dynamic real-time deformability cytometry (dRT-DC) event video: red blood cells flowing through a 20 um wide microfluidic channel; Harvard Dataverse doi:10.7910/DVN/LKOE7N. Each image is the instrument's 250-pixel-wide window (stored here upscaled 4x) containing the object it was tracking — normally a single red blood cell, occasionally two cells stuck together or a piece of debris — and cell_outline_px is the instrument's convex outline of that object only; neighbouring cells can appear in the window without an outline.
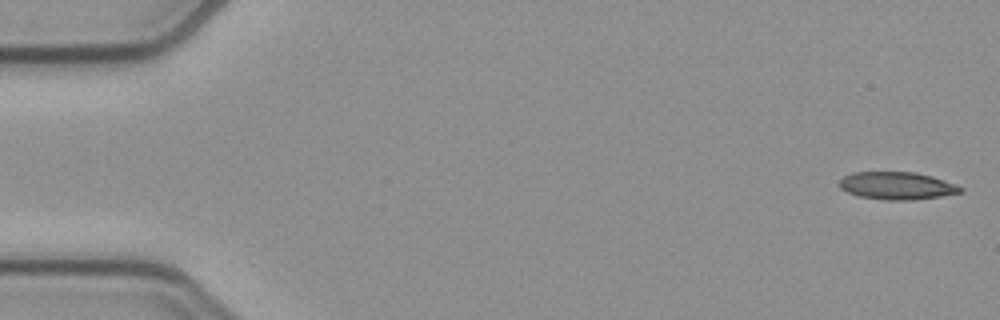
{"species": "common noctule bat (a hibernating species)", "species_latin": "Nyctalus noctula", "temperature_condition": "cold", "stored_images_in_passage": 52, "camera_frame_rate_fps": 3000, "um_per_image_px": 0.085, "animal": {"sex": "female", "body_mass_g": 21.9}, "frame": {"image": 1, "passage_image": 1, "time_ms": 0.0, "image_size_px": [1000, 320], "cell_outline_px": [[964, 188], [960, 192], [940, 196], [912, 200], [884, 200], [860, 196], [848, 192], [840, 188], [840, 180], [844, 176], [852, 172], [916, 172], [932, 176]], "centroid_in_image_um": [76.21, 15.78], "position_along_channel_um": 8.8, "area_um2": 19.25}}
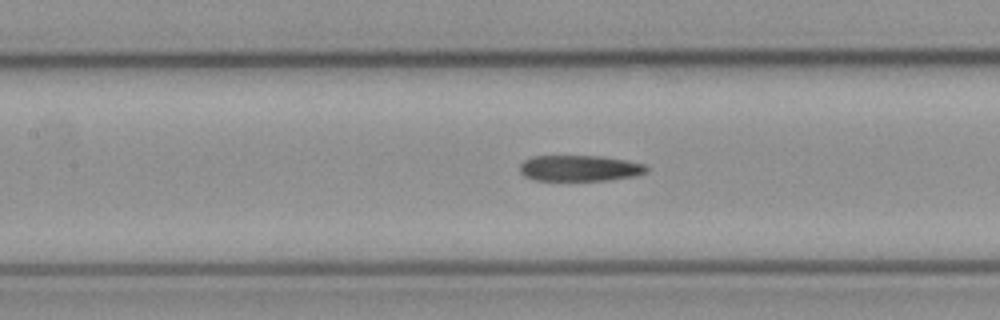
{"frame": {"image": 2, "passage_image": 23, "time_ms": 7.333, "image_size_px": [1000, 320], "cell_outline_px": [[648, 172], [636, 176], [612, 180], [536, 180], [524, 176], [520, 172], [520, 164], [524, 160], [532, 156], [600, 156], [628, 160], [644, 164], [648, 168]], "centroid_in_image_um": [49.3, 14.3], "position_along_channel_um": 158.1, "area_um2": 19.31}}
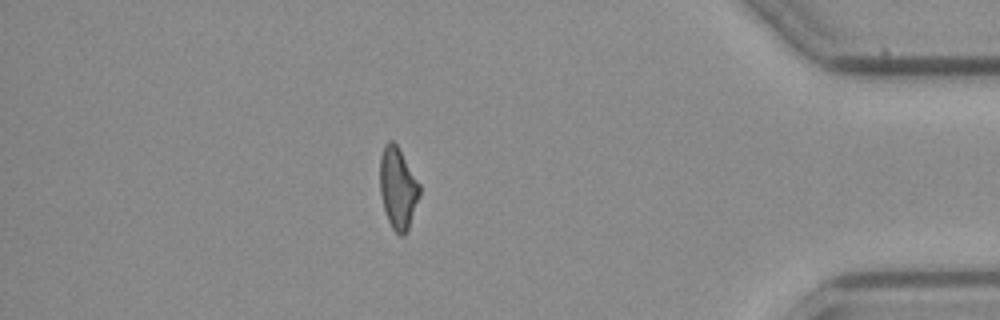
{"frame": {"image": 3, "passage_image": 45, "time_ms": 14.667, "image_size_px": [1000, 320], "cell_outline_px": [[420, 196], [408, 228], [404, 236], [400, 236], [392, 228], [388, 220], [384, 208], [380, 192], [380, 156], [384, 144], [388, 140], [392, 140], [396, 144], [420, 184]], "centroid_in_image_um": [33.82, 15.98], "position_along_channel_um": 401.4, "area_um2": 18.73}, "authors_computed_cell_mechanics": {"area_um2": 19.941, "velocity_mm_per_s": 3.8985, "shape_relaxation_time_tau1_ms": null, "shape_relaxation_time_tau2_ms": 3.243, "deformation_change_tau1": null, "deformation_change_tau2": 0.1358}}